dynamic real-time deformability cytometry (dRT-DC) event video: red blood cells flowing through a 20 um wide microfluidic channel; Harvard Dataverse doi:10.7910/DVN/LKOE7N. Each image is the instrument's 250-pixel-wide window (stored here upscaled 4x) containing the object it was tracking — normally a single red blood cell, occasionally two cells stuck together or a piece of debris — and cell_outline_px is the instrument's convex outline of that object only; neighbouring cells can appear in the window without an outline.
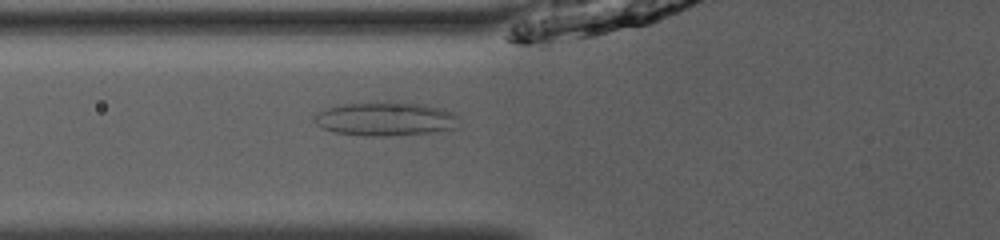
{"species": "common noctule bat (a hibernating species)", "species_latin": "Nyctalus noctula", "temperature_condition": "room temperature", "stored_images_in_passage": 36, "camera_frame_rate_fps": 3000, "um_per_image_px": 0.085, "animal": {"sex": "male", "body_mass_g": 13.0, "forearm_length_mm": 53.1}, "frame": {"image": 1, "passage_image": 5, "time_ms": 1.333, "image_size_px": [1000, 240], "cell_outline_px": [[460, 116], [456, 128], [436, 132], [392, 136], [364, 136], [336, 132], [320, 128], [312, 120], [312, 116], [328, 108], [344, 104], [392, 100], [424, 104], [440, 108], [452, 112]], "centroid_in_image_um": [32.79, 10.1], "position_along_channel_um": 93.0, "area_um2": 29.19}}
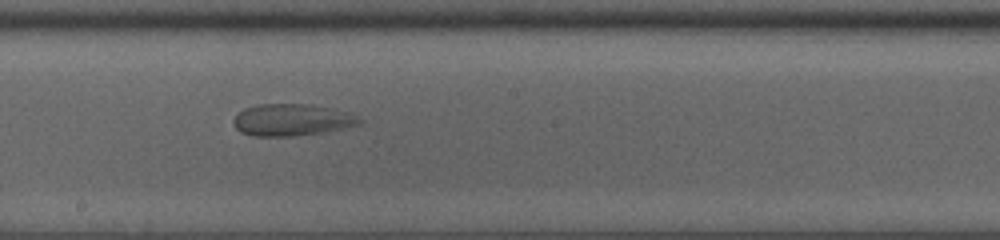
{"frame": {"image": 2, "passage_image": 15, "time_ms": 4.667, "image_size_px": [1000, 240], "cell_outline_px": [[364, 120], [360, 124], [324, 132], [292, 136], [252, 136], [240, 132], [232, 124], [232, 120], [244, 108], [256, 104], [312, 104], [348, 112]], "centroid_in_image_um": [24.78, 10.19], "position_along_channel_um": 223.4, "area_um2": 23.47}}
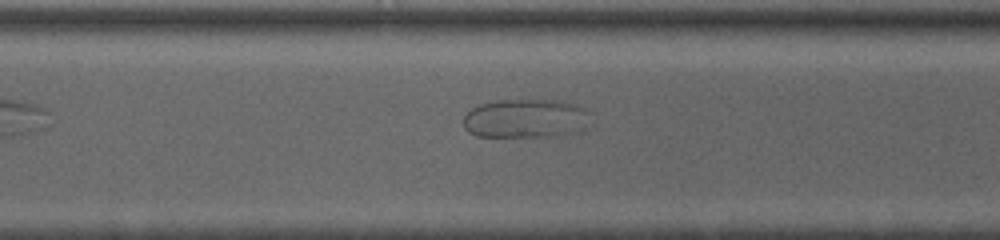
{"frame": {"image": 3, "passage_image": 23, "time_ms": 7.333, "image_size_px": [1000, 240], "cell_outline_px": [[588, 112], [572, 132], [556, 136], [476, 136], [468, 132], [464, 128], [464, 116], [472, 108], [480, 104], [496, 100], [556, 100], [576, 104], [584, 108]], "centroid_in_image_um": [44.51, 10.05], "position_along_channel_um": 326.1, "area_um2": 27.92}}